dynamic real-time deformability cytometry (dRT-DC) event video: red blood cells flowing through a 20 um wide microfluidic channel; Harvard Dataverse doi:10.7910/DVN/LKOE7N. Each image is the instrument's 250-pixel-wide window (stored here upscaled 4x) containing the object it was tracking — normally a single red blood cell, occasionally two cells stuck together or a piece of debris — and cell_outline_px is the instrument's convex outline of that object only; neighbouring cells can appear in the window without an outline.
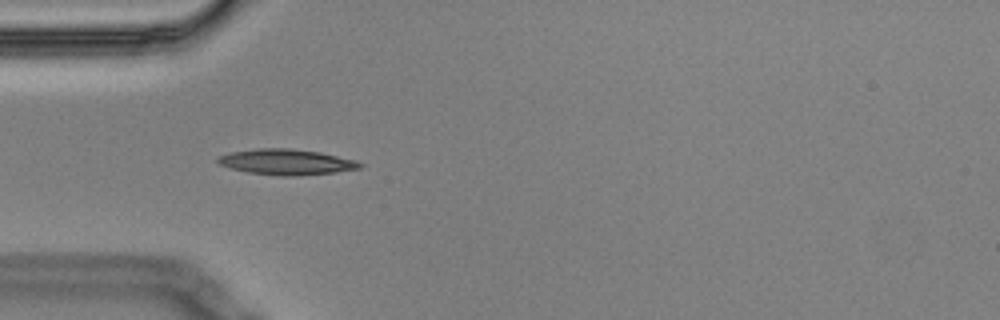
{"species": "Egyptian fruit bat (a non-hibernating species)", "species_latin": "Rousettus aegyptiacus", "temperature_condition": "cold", "stored_images_in_passage": 4, "camera_frame_rate_fps": 3000, "um_per_image_px": 0.085, "animal": {"sex": "male"}, "frame": {"image": 1, "passage_image": 4, "time_ms": 1.0, "image_size_px": [1000, 320], "cell_outline_px": [[364, 164], [360, 168], [336, 172], [292, 176], [284, 176], [248, 172], [232, 168], [220, 164], [216, 160], [220, 156], [232, 152], [256, 148], [292, 148], [320, 152], [356, 160]], "centroid_in_image_um": [24.38, 13.76], "position_along_channel_um": 60.6, "area_um2": 21.04}}